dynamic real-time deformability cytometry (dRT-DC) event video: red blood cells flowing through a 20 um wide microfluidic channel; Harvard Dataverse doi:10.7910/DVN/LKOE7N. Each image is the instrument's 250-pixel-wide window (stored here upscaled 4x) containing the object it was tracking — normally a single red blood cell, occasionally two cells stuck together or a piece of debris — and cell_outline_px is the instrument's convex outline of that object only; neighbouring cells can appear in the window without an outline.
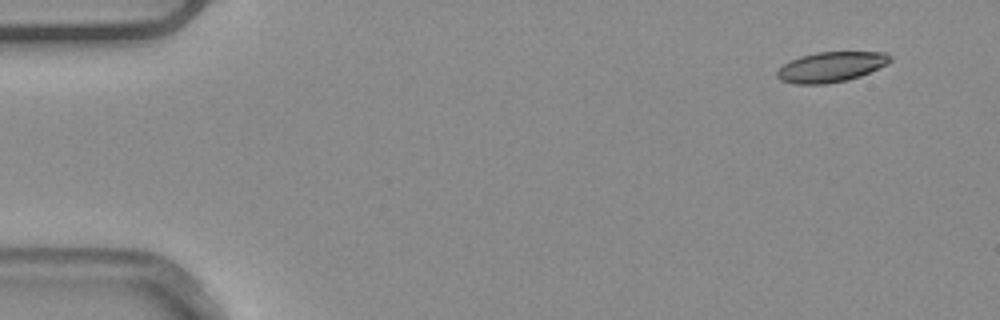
{"species": "common noctule bat (a hibernating species)", "species_latin": "Nyctalus noctula", "temperature_condition": "warm", "stored_images_in_passage": 4, "camera_frame_rate_fps": 3000, "um_per_image_px": 0.085, "animal": {"sex": "male", "body_mass_g": 20.4}, "frame": {"image": 1, "passage_image": 1, "time_ms": 0.0, "image_size_px": [1000, 320], "cell_outline_px": [[892, 60], [888, 64], [860, 76], [848, 80], [824, 84], [796, 84], [780, 80], [776, 76], [776, 72], [784, 64], [800, 56], [816, 52], [888, 52], [892, 56]], "centroid_in_image_um": [70.67, 5.68], "position_along_channel_um": 14.3, "area_um2": 19.94}}
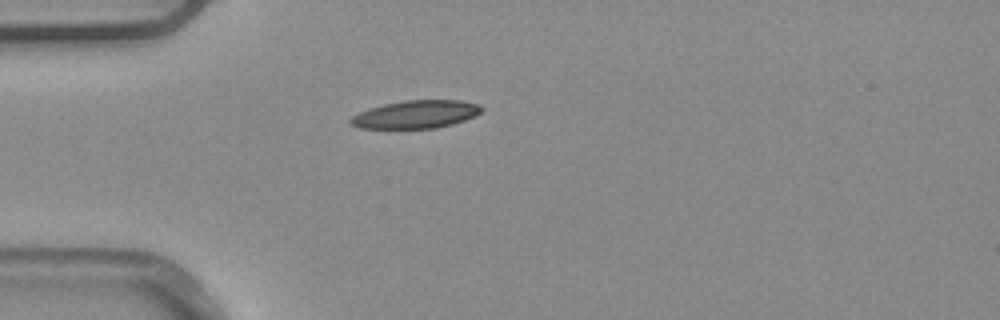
{"frame": {"image": 2, "passage_image": 4, "time_ms": 1.0, "image_size_px": [1000, 320], "cell_outline_px": [[484, 108], [476, 116], [452, 124], [436, 128], [360, 128], [348, 124], [348, 120], [352, 116], [360, 112], [384, 104], [404, 100], [460, 100], [480, 104]], "centroid_in_image_um": [35.37, 9.72], "position_along_channel_um": 49.6, "area_um2": 21.33}}